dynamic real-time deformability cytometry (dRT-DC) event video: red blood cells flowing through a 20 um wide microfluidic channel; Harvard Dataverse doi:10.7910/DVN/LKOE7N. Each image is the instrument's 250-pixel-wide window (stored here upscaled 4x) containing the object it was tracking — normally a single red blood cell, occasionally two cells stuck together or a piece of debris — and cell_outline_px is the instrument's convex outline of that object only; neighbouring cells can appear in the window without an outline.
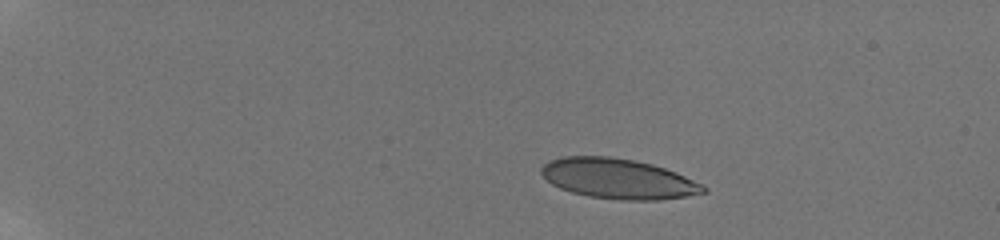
{"species": "human", "species_latin": "Homo sapiens", "temperature_condition": "room temperature", "stored_images_in_passage": 46, "camera_frame_rate_fps": 3000, "um_per_image_px": 0.085, "donor": {"sex": "male"}, "frame": {"image": 1, "passage_image": 1, "time_ms": 0.0, "image_size_px": [1000, 240], "cell_outline_px": [[708, 192], [688, 196], [660, 200], [620, 200], [588, 196], [572, 192], [560, 188], [552, 184], [540, 172], [540, 168], [548, 160], [564, 156], [608, 156], [636, 160], [652, 164], [676, 172], [708, 188]], "centroid_in_image_um": [52.54, 15.19], "position_along_channel_um": 32.5, "area_um2": 37.97}}
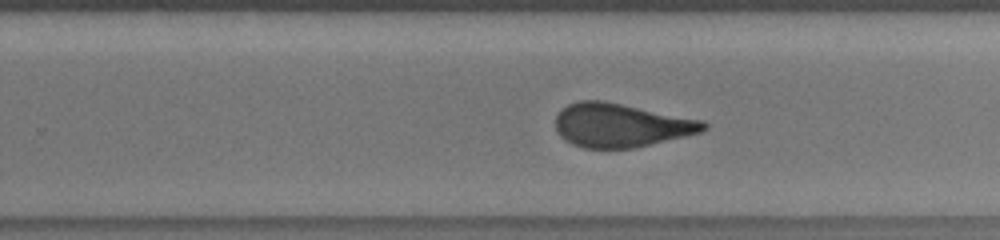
{"frame": {"image": 2, "passage_image": 29, "time_ms": 9.333, "image_size_px": [1000, 240], "cell_outline_px": [[708, 128], [700, 132], [684, 136], [632, 148], [584, 148], [572, 144], [564, 140], [556, 132], [556, 116], [568, 104], [580, 100], [604, 100], [704, 120], [708, 124]], "centroid_in_image_um": [52.77, 10.63], "position_along_channel_um": 277.0, "area_um2": 37.69}}
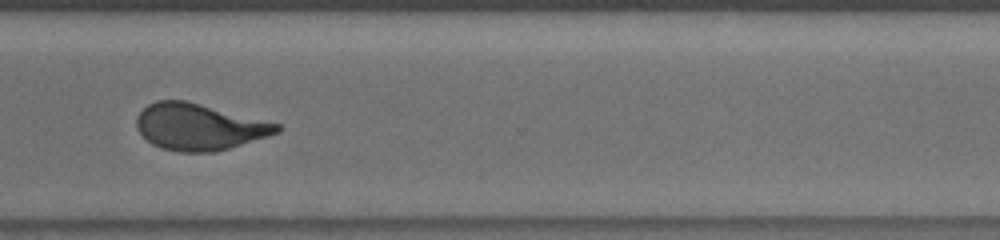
{"frame": {"image": 3, "passage_image": 35, "time_ms": 11.333, "image_size_px": [1000, 240], "cell_outline_px": [[280, 132], [268, 136], [228, 148], [212, 152], [180, 152], [160, 148], [152, 144], [136, 128], [136, 116], [148, 104], [156, 100], [184, 100], [280, 124]], "centroid_in_image_um": [16.89, 10.78], "position_along_channel_um": 353.7, "area_um2": 37.63}, "authors_computed_cell_mechanics": {"area_um2": 38.437, "velocity_mm_per_s": 3.8291, "shape_relaxation_time_tau1_ms": 10.4596, "shape_relaxation_time_tau2_ms": 0.9335, "deformation_change_tau1": 0.292, "deformation_change_tau2": 0.0735}}